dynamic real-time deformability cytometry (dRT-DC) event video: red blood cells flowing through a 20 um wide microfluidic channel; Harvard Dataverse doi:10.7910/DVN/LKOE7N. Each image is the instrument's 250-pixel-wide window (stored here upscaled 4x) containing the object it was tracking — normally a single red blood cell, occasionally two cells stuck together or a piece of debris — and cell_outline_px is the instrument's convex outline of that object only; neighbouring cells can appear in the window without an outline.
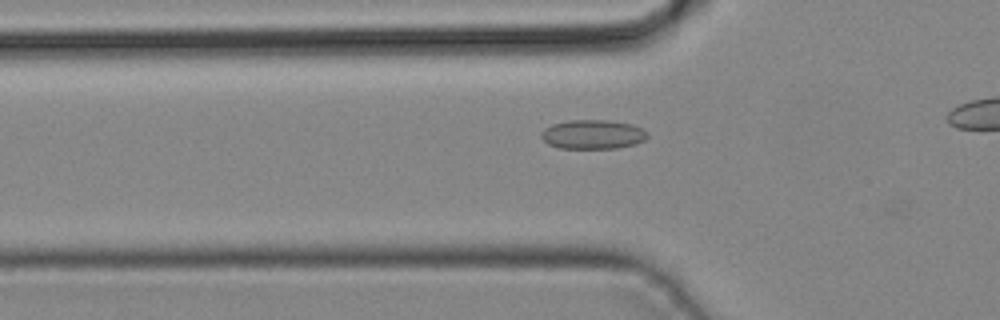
{"species": "common noctule bat (a hibernating species)", "species_latin": "Nyctalus noctula", "temperature_condition": "cold", "stored_images_in_passage": 26, "camera_frame_rate_fps": 3000, "um_per_image_px": 0.085, "animal": {"sex": "male", "body_mass_g": 19.2, "forearm_length_mm": 51.8}, "frame": {"image": 1, "passage_image": 11, "time_ms": 3.333, "image_size_px": [1000, 320], "cell_outline_px": [[648, 136], [644, 140], [636, 144], [616, 148], [560, 148], [548, 144], [540, 136], [540, 132], [544, 128], [552, 124], [568, 120], [608, 120], [632, 124], [648, 132]], "centroid_in_image_um": [50.37, 11.42], "position_along_channel_um": 75.4, "area_um2": 18.15}}
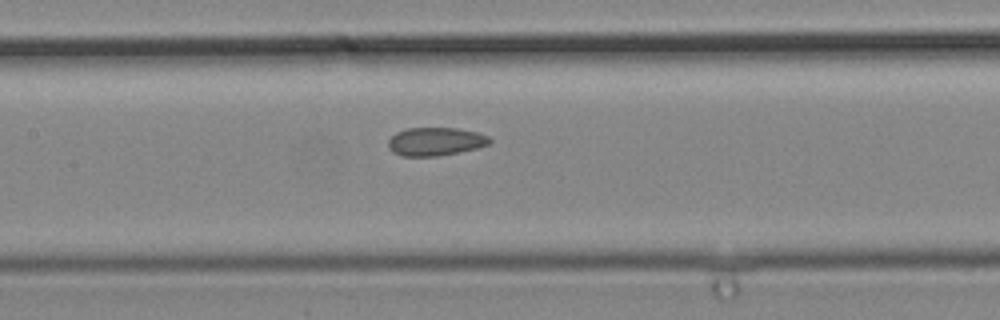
{"frame": {"image": 2, "passage_image": 17, "time_ms": 5.333, "image_size_px": [1000, 320], "cell_outline_px": [[492, 140], [488, 144], [476, 148], [436, 156], [400, 156], [392, 152], [388, 148], [388, 140], [396, 132], [408, 128], [456, 128], [476, 132], [488, 136]], "centroid_in_image_um": [36.96, 12.03], "position_along_channel_um": 170.4, "area_um2": 16.59}}
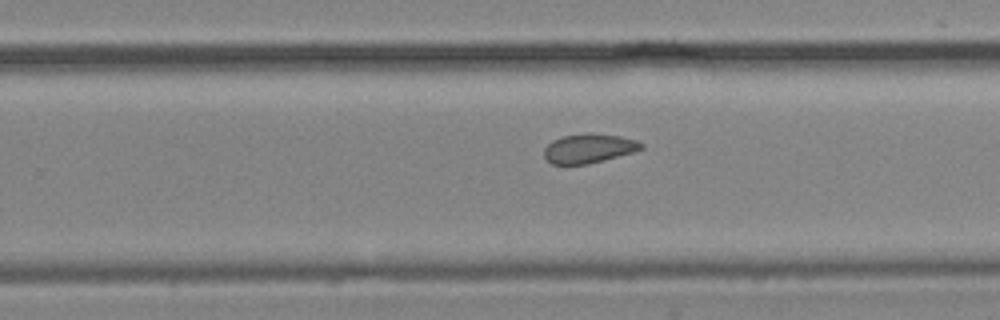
{"frame": {"image": 3, "passage_image": 24, "time_ms": 7.667, "image_size_px": [1000, 320], "cell_outline_px": [[644, 148], [632, 152], [588, 164], [552, 164], [544, 156], [544, 148], [552, 140], [564, 136], [584, 132], [620, 136], [636, 140], [644, 144]], "centroid_in_image_um": [50.04, 12.6], "position_along_channel_um": 279.8, "area_um2": 16.47}}